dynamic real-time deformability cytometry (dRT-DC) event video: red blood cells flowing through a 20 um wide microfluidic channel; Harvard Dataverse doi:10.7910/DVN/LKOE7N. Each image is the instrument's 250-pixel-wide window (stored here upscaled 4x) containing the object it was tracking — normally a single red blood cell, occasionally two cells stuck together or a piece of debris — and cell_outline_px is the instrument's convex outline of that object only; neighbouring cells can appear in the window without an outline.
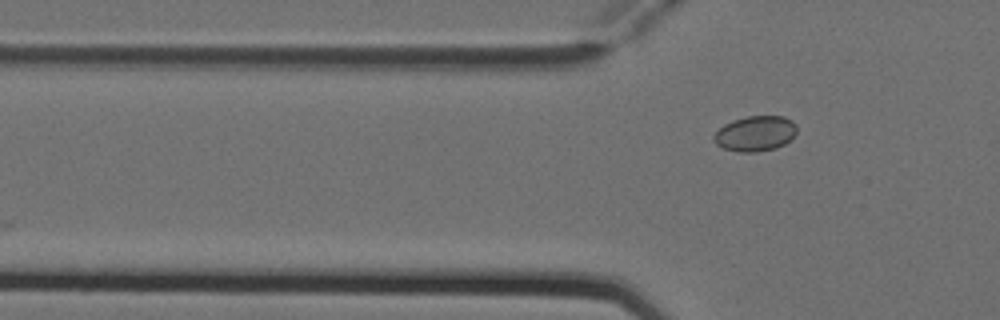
{"species": "Egyptian fruit bat (a non-hibernating species)", "species_latin": "Rousettus aegyptiacus", "temperature_condition": "cold", "stored_images_in_passage": 5, "camera_frame_rate_fps": 3000, "um_per_image_px": 0.085, "animal": {"sex": "female"}, "frame": {"image": 1, "passage_image": 5, "time_ms": 1.333, "image_size_px": [1000, 320], "cell_outline_px": [[796, 132], [784, 144], [776, 148], [756, 152], [740, 152], [724, 148], [716, 144], [712, 140], [712, 136], [724, 124], [732, 120], [748, 116], [784, 116], [792, 120], [796, 124]], "centroid_in_image_um": [64.18, 11.34], "position_along_channel_um": 61.6, "area_um2": 17.05}}